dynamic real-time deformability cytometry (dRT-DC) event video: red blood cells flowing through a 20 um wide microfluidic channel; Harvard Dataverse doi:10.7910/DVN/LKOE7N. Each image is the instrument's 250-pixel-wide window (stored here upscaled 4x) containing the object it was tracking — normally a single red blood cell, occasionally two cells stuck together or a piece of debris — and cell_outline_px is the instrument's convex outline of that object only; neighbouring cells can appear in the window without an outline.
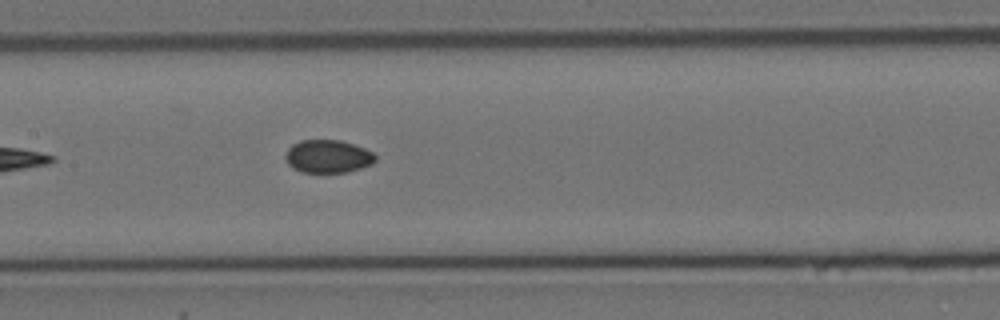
{"species": "Egyptian fruit bat (a non-hibernating species)", "species_latin": "Rousettus aegyptiacus", "temperature_condition": "cold", "stored_images_in_passage": 7, "camera_frame_rate_fps": 3000, "um_per_image_px": 0.085, "animal": {"sex": "female"}, "frame": {"image": 1, "passage_image": 7, "time_ms": 2.0, "image_size_px": [1000, 320], "cell_outline_px": [[376, 160], [372, 164], [348, 172], [304, 172], [292, 168], [288, 164], [284, 156], [288, 148], [292, 144], [300, 140], [340, 140], [364, 148], [372, 152], [376, 156]], "centroid_in_image_um": [27.85, 13.29], "position_along_channel_um": 179.5, "area_um2": 17.28}}